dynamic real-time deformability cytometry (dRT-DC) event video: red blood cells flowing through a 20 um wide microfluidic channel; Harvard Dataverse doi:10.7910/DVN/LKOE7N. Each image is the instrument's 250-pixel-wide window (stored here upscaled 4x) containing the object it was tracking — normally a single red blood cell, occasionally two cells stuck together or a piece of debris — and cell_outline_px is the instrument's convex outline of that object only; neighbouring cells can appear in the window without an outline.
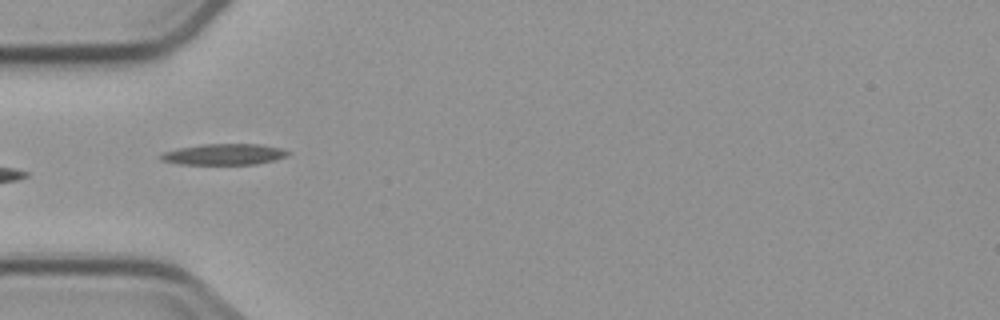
{"species": "common noctule bat (a hibernating species)", "species_latin": "Nyctalus noctula", "temperature_condition": "cold", "stored_images_in_passage": 7, "camera_frame_rate_fps": 3000, "um_per_image_px": 0.085, "animal": {"sex": "male", "body_mass_g": 23.1, "forearm_length_mm": 52.7}, "frame": {"image": 1, "passage_image": 5, "time_ms": 4.667, "image_size_px": [1000, 320], "cell_outline_px": [[292, 152], [288, 156], [276, 160], [256, 164], [180, 164], [160, 160], [160, 152], [176, 148], [200, 144], [260, 144], [280, 148]], "centroid_in_image_um": [19.03, 13.11], "position_along_channel_um": 66.0, "area_um2": 15.84}}
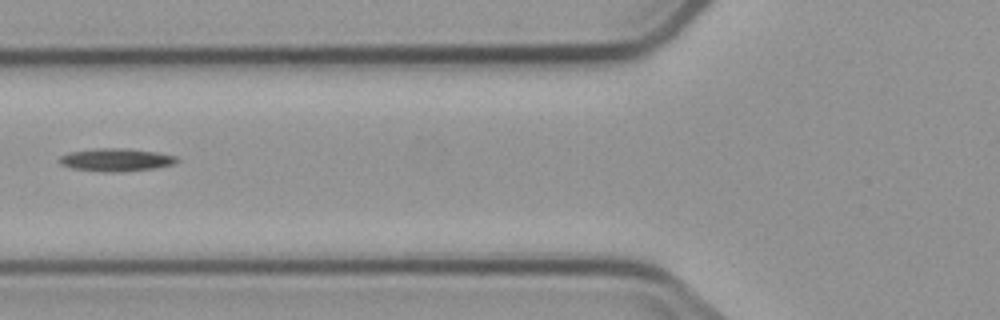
{"frame": {"image": 2, "passage_image": 6, "time_ms": 6.0, "image_size_px": [1000, 320], "cell_outline_px": [[180, 160], [172, 164], [156, 168], [120, 172], [104, 172], [72, 168], [60, 164], [60, 156], [68, 152], [96, 148], [120, 148], [156, 152], [176, 156]], "centroid_in_image_um": [9.85, 13.59], "position_along_channel_um": 115.9, "area_um2": 15.61}}
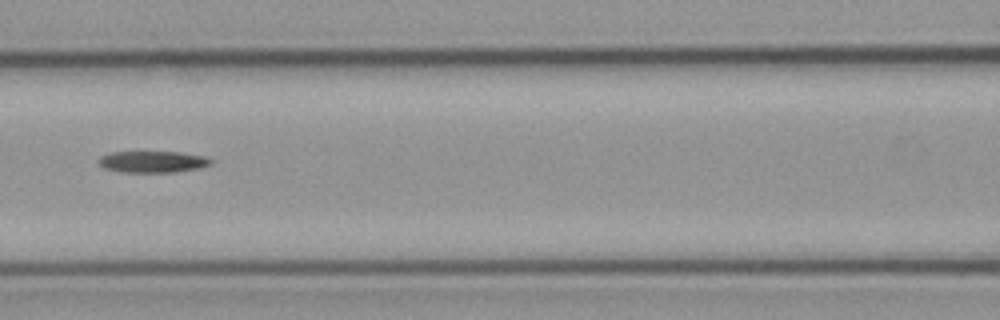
{"frame": {"image": 3, "passage_image": 7, "time_ms": 7.0, "image_size_px": [1000, 320], "cell_outline_px": [[212, 164], [196, 168], [172, 172], [120, 172], [104, 168], [96, 160], [100, 156], [112, 152], [180, 152], [204, 156], [212, 160]], "centroid_in_image_um": [12.93, 13.74], "position_along_channel_um": 153.7, "area_um2": 13.99}}